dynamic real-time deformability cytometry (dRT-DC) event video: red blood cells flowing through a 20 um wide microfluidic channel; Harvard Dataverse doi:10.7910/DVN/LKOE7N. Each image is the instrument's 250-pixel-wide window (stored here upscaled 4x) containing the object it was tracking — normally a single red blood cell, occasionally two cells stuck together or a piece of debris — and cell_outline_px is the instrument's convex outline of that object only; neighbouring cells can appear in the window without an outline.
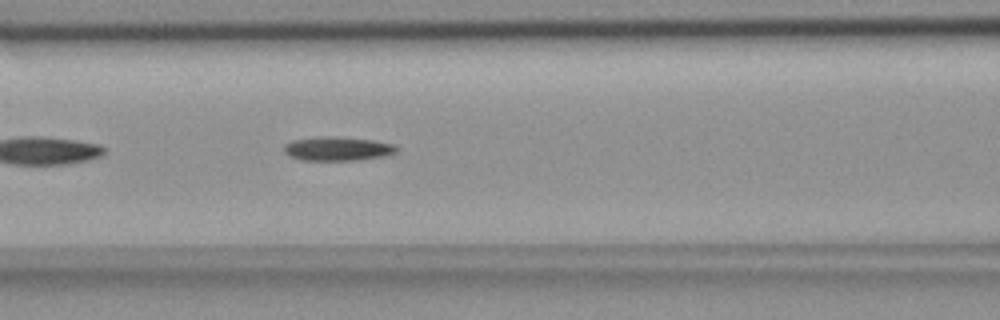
{"species": "common noctule bat (a hibernating species)", "species_latin": "Nyctalus noctula", "temperature_condition": "room temperature", "stored_images_in_passage": 39, "camera_frame_rate_fps": 3000, "um_per_image_px": 0.085, "animal": {"sex": "female", "body_mass_g": 18.4}, "frame": {"image": 1, "passage_image": 6, "time_ms": 1.667, "image_size_px": [1000, 320], "cell_outline_px": [[396, 152], [384, 156], [356, 160], [300, 160], [288, 156], [284, 152], [284, 144], [292, 140], [316, 136], [332, 136], [376, 140], [396, 144]], "centroid_in_image_um": [28.66, 12.63], "position_along_channel_um": 137.9, "area_um2": 15.95}}
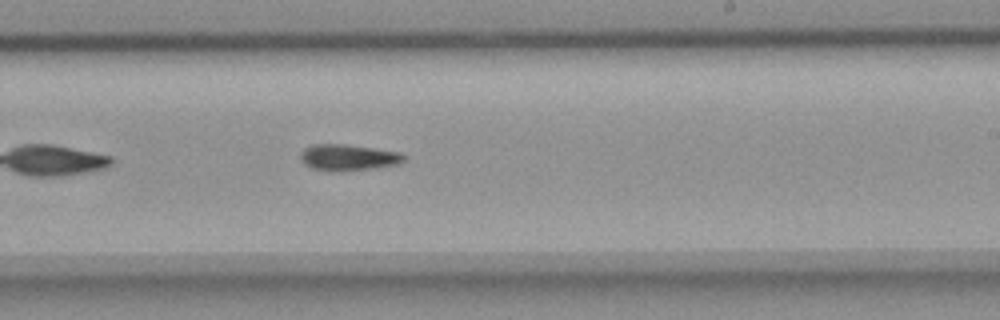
{"frame": {"image": 2, "passage_image": 16, "time_ms": 5.0, "image_size_px": [1000, 320], "cell_outline_px": [[404, 160], [396, 164], [376, 168], [312, 168], [304, 164], [300, 160], [300, 152], [304, 148], [312, 144], [344, 144], [400, 152], [404, 156]], "centroid_in_image_um": [29.57, 13.32], "position_along_channel_um": 259.4, "area_um2": 14.91}}
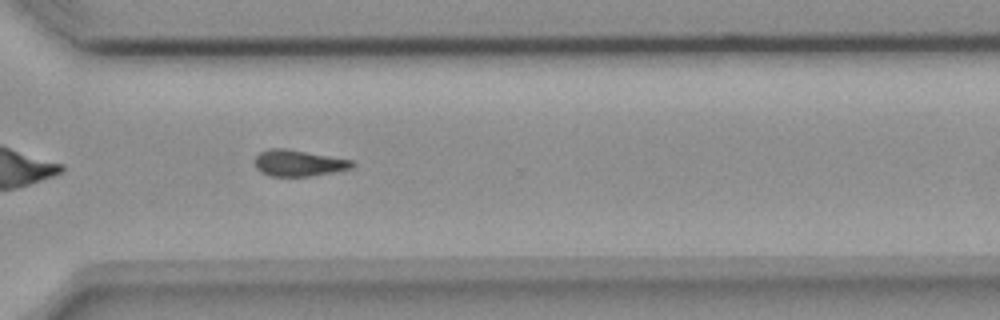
{"frame": {"image": 3, "passage_image": 23, "time_ms": 7.333, "image_size_px": [1000, 320], "cell_outline_px": [[356, 164], [352, 168], [332, 172], [308, 176], [272, 176], [260, 172], [256, 168], [256, 156], [260, 152], [268, 148], [284, 148], [352, 160]], "centroid_in_image_um": [25.37, 13.86], "position_along_channel_um": 345.2, "area_um2": 14.74}}